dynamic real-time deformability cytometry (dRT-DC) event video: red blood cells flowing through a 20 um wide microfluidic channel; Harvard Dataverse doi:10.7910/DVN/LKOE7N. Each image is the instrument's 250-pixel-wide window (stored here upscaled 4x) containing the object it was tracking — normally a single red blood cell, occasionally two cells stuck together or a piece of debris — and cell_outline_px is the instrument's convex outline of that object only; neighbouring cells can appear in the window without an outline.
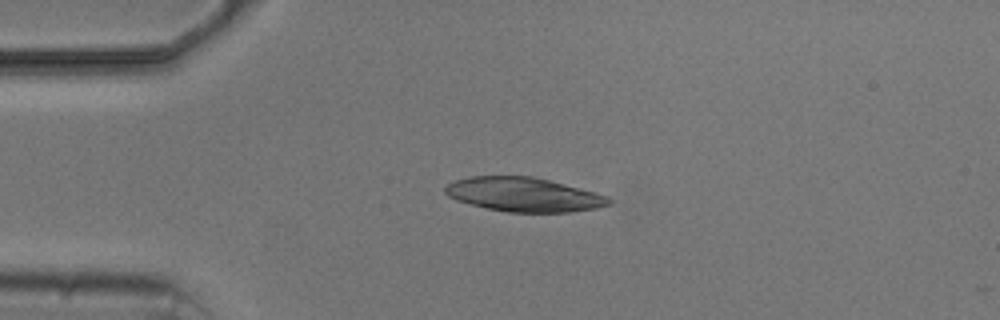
{"species": "common noctule bat (a hibernating species)", "species_latin": "Nyctalus noctula", "temperature_condition": "cold", "stored_images_in_passage": 2, "camera_frame_rate_fps": 3000, "um_per_image_px": 0.085, "animal": {"sex": "male", "body_mass_g": 20.5, "forearm_length_mm": 52.5}, "frame": {"image": 1, "passage_image": 1, "time_ms": 0.0, "image_size_px": [1000, 320], "cell_outline_px": [[612, 204], [596, 208], [568, 212], [508, 212], [488, 208], [456, 200], [448, 196], [444, 192], [444, 188], [448, 184], [456, 180], [468, 176], [532, 176], [596, 192], [608, 196], [612, 200]], "centroid_in_image_um": [44.53, 16.53], "position_along_channel_um": 40.5, "area_um2": 32.43}}